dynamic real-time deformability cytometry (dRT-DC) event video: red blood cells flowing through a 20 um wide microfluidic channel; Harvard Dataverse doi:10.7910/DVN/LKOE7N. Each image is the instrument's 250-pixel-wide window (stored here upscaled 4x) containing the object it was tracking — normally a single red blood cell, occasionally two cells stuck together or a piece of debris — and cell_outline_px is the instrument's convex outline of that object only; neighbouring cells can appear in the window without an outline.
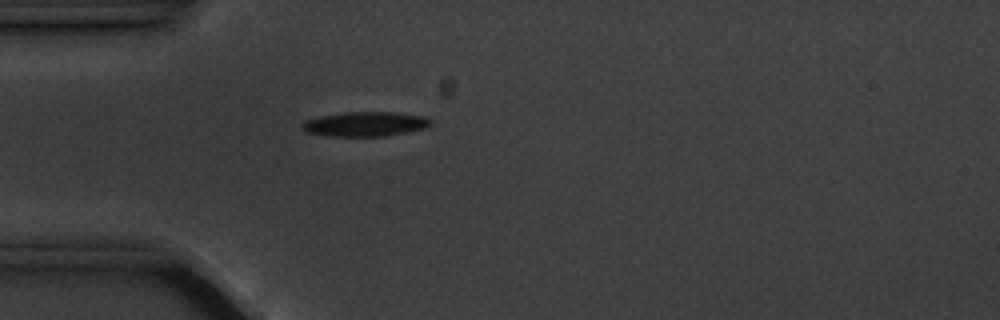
{"species": "common noctule bat (a hibernating species)", "species_latin": "Nyctalus noctula", "temperature_condition": "cold", "stored_images_in_passage": 1, "camera_frame_rate_fps": 3000, "um_per_image_px": 0.085, "animal": {"sex": "male", "body_mass_g": 20.1, "forearm_length_mm": 53.5}, "frame": {"image": 1, "passage_image": 1, "time_ms": 0.0, "image_size_px": [1000, 320], "cell_outline_px": [[432, 124], [424, 128], [384, 136], [328, 136], [304, 132], [300, 128], [300, 124], [308, 120], [320, 116], [348, 112], [392, 112], [424, 116], [432, 120]], "centroid_in_image_um": [31.0, 10.54], "position_along_channel_um": 54.0, "area_um2": 18.32}}